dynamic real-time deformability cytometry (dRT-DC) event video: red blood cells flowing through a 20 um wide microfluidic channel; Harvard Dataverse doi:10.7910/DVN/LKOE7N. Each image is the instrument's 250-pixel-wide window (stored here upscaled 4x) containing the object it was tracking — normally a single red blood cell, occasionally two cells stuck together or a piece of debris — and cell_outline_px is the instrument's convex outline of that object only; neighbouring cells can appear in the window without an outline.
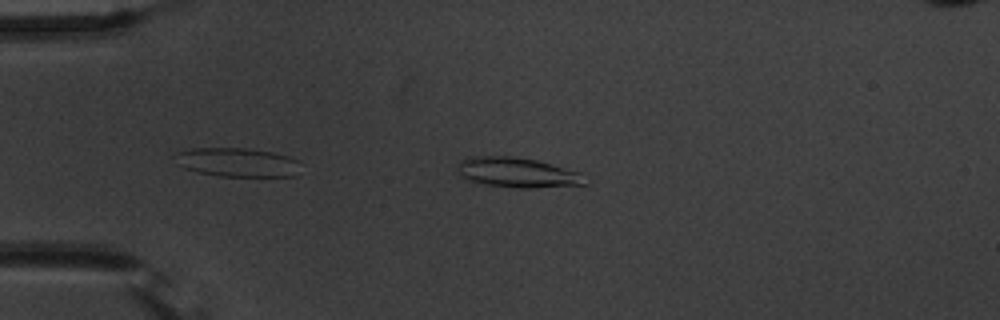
{"species": "common noctule bat (a hibernating species)", "species_latin": "Nyctalus noctula", "temperature_condition": "warm", "stored_images_in_passage": 40, "camera_frame_rate_fps": 3000, "um_per_image_px": 0.085, "animal": {"sex": "male", "body_mass_g": 20.1, "forearm_length_mm": 53.5}, "frame": {"image": 1, "passage_image": 2, "time_ms": 0.333, "image_size_px": [1000, 320], "cell_outline_px": [[588, 184], [528, 188], [516, 188], [484, 184], [468, 180], [460, 176], [456, 168], [460, 160], [468, 156], [512, 156], [536, 160], [580, 172]], "centroid_in_image_um": [43.91, 14.66], "position_along_channel_um": 41.1, "area_um2": 22.31}}
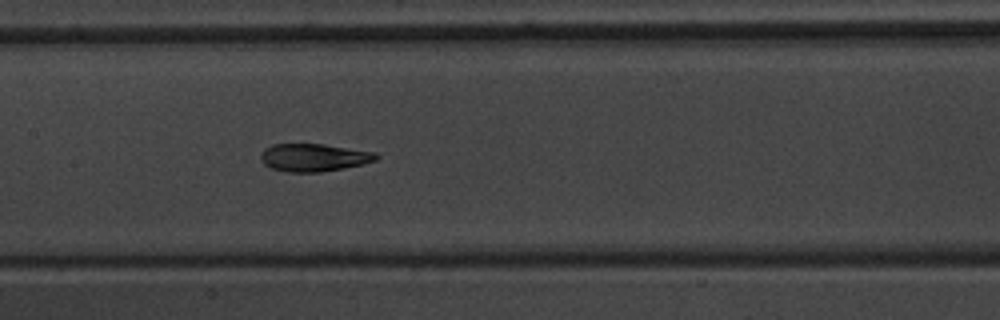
{"frame": {"image": 2, "passage_image": 16, "time_ms": 5.0, "image_size_px": [1000, 320], "cell_outline_px": [[380, 156], [376, 160], [344, 168], [320, 172], [288, 172], [272, 168], [264, 164], [260, 160], [260, 156], [264, 148], [272, 144], [324, 144], [376, 152]], "centroid_in_image_um": [26.66, 13.38], "position_along_channel_um": 180.7, "area_um2": 18.67}}
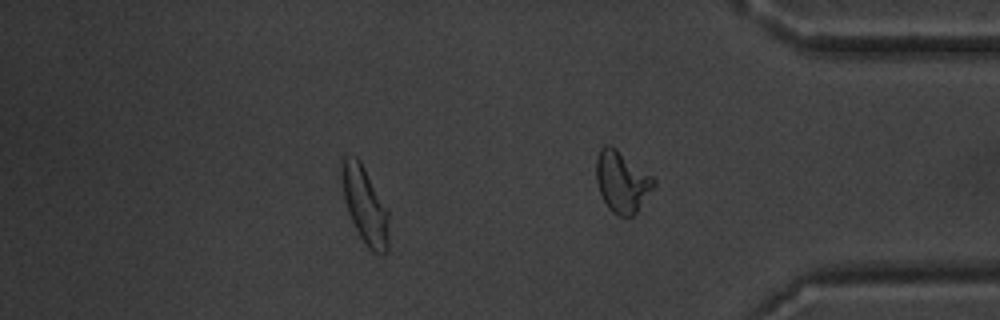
{"frame": {"image": 3, "passage_image": 33, "time_ms": 10.667, "image_size_px": [1000, 320], "cell_outline_px": [[388, 252], [384, 256], [380, 256], [372, 252], [368, 248], [360, 236], [348, 212], [344, 200], [340, 180], [340, 156], [356, 156], [360, 160], [388, 212]], "centroid_in_image_um": [30.98, 17.44], "position_along_channel_um": 404.2, "area_um2": 21.27}, "authors_computed_cell_mechanics": {"area_um2": 18.9873, "velocity_mm_per_s": 3.6929, "shape_relaxation_time_tau1_ms": 5.3958, "shape_relaxation_time_tau2_ms": 2.1429, "deformation_change_tau1": 0.1845, "deformation_change_tau2": 0.0783}}